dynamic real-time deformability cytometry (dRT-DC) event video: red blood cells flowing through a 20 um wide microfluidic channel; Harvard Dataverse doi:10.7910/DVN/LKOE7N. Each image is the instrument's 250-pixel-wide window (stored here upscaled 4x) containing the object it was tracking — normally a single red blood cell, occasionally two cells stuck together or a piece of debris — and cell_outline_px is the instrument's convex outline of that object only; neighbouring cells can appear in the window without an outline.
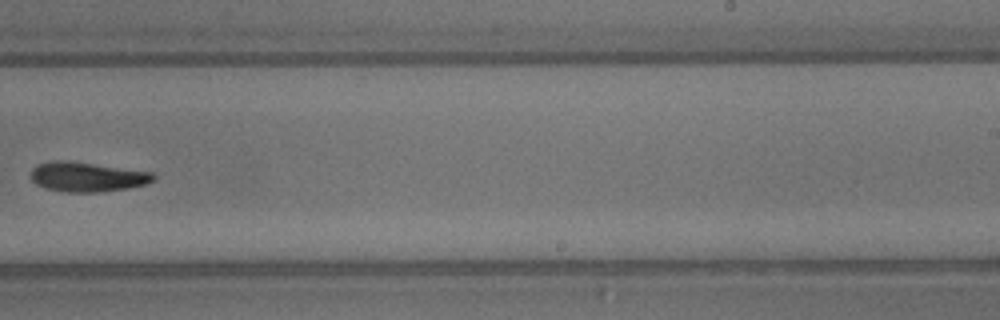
{"species": "common noctule bat (a hibernating species)", "species_latin": "Nyctalus noctula", "temperature_condition": "warm", "stored_images_in_passage": 34, "segment_of_instrument_passage": [2, 2], "camera_frame_rate_fps": 3000, "um_per_image_px": 0.085, "animal": {"sex": "male", "body_mass_g": 13.3}, "frame": {"image": 1, "passage_image": 22, "time_ms": 7.0, "image_size_px": [1000, 320], "cell_outline_px": [[156, 176], [148, 184], [128, 188], [100, 192], [64, 192], [44, 188], [36, 184], [28, 176], [32, 168], [36, 164], [56, 160], [68, 160], [152, 172]], "centroid_in_image_um": [7.36, 15.03], "position_along_channel_um": 281.6, "area_um2": 21.44}}
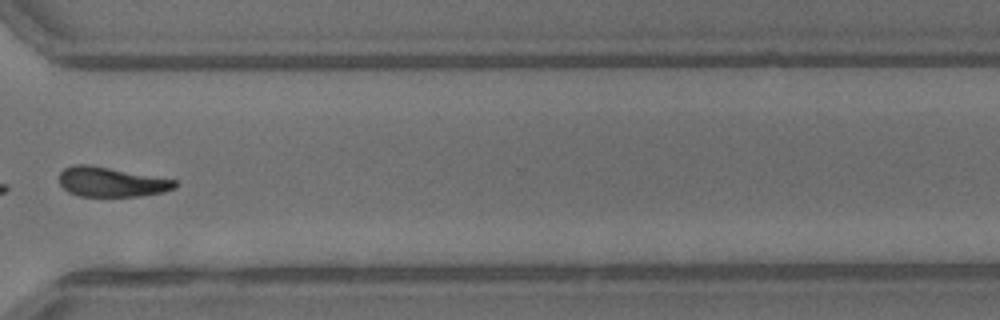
{"frame": {"image": 2, "passage_image": 26, "time_ms": 8.333, "image_size_px": [1000, 320], "cell_outline_px": [[176, 188], [164, 192], [140, 196], [80, 196], [68, 192], [60, 184], [60, 172], [64, 168], [76, 164], [88, 164], [176, 180]], "centroid_in_image_um": [9.45, 15.47], "position_along_channel_um": 361.1, "area_um2": 19.88}}